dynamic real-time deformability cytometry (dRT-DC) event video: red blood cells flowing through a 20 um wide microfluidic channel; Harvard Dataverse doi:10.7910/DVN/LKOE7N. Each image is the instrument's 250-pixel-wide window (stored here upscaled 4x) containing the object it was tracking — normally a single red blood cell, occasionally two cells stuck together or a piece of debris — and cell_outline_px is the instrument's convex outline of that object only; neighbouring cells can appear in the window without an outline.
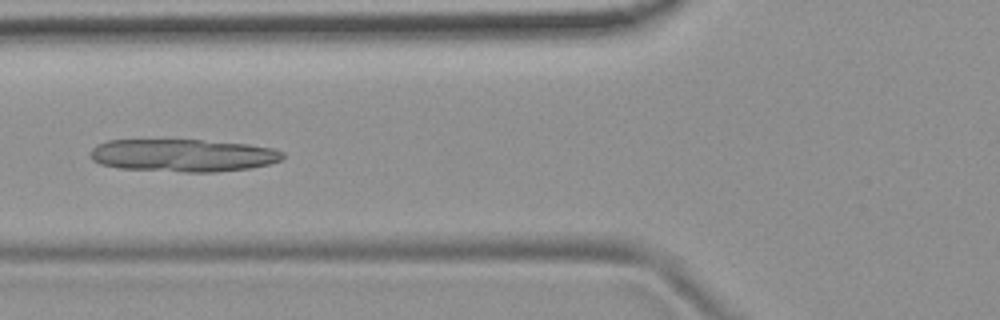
{"species": "common noctule bat (a hibernating species)", "species_latin": "Nyctalus noctula", "temperature_condition": "room temperature", "stored_images_in_passage": 34, "camera_frame_rate_fps": 3000, "um_per_image_px": 0.085, "animal": {"sex": "female", "body_mass_g": 19.9}, "frame": {"image": 1, "passage_image": 6, "time_ms": 1.667, "image_size_px": [1000, 320], "cell_outline_px": [[284, 156], [280, 160], [268, 164], [248, 168], [216, 172], [184, 172], [120, 168], [100, 164], [92, 160], [88, 156], [92, 148], [96, 144], [108, 140], [200, 140], [248, 144], [272, 148], [284, 152]], "centroid_in_image_um": [15.51, 13.2], "position_along_channel_um": 110.3, "area_um2": 36.65}}
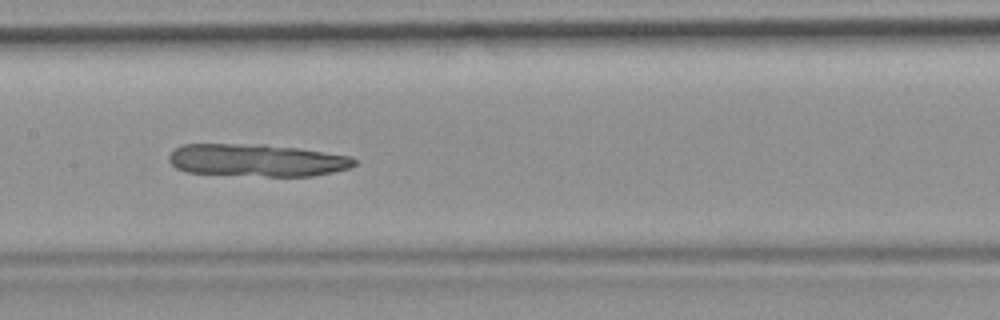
{"frame": {"image": 2, "passage_image": 12, "time_ms": 3.667, "image_size_px": [1000, 320], "cell_outline_px": [[356, 164], [348, 168], [332, 172], [312, 176], [268, 176], [184, 172], [176, 168], [168, 160], [168, 156], [176, 148], [184, 144], [264, 144], [300, 148], [352, 156], [356, 160]], "centroid_in_image_um": [21.84, 13.61], "position_along_channel_um": 185.6, "area_um2": 35.14}}
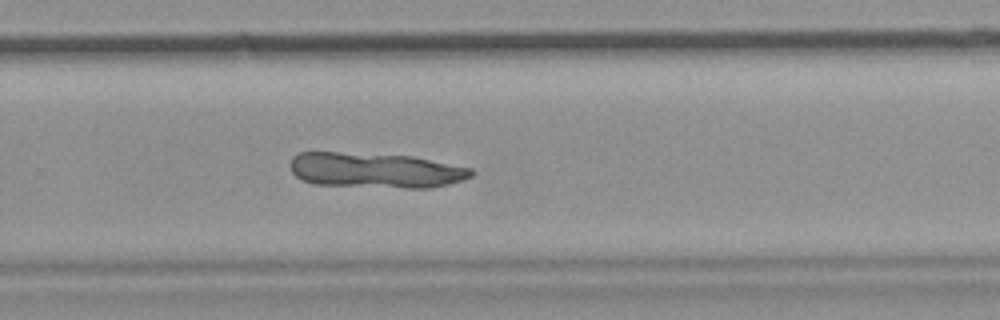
{"frame": {"image": 3, "passage_image": 21, "time_ms": 6.667, "image_size_px": [1000, 320], "cell_outline_px": [[476, 172], [472, 176], [448, 184], [432, 188], [404, 188], [316, 184], [300, 180], [288, 168], [288, 164], [292, 156], [300, 152], [336, 152], [412, 156], [472, 168]], "centroid_in_image_um": [31.87, 14.47], "position_along_channel_um": 297.9, "area_um2": 37.4}}